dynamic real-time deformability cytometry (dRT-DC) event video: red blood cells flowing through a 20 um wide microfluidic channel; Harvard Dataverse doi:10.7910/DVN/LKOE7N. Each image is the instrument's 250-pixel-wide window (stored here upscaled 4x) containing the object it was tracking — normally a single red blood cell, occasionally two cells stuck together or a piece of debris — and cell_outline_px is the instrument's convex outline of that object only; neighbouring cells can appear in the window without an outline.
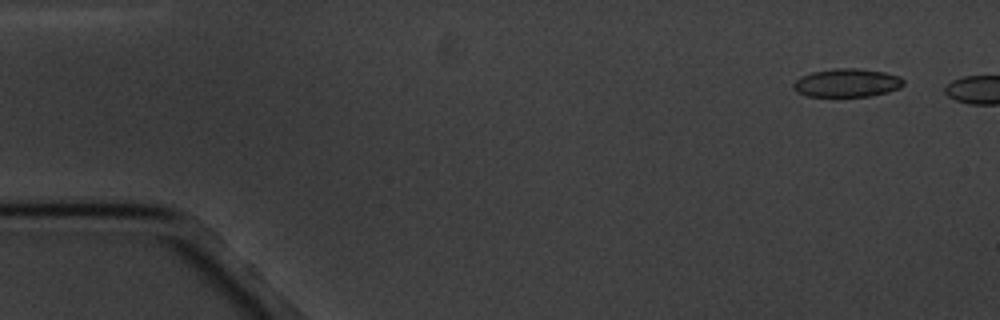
{"species": "common noctule bat (a hibernating species)", "species_latin": "Nyctalus noctula", "temperature_condition": "cold", "stored_images_in_passage": 3, "camera_frame_rate_fps": 3000, "um_per_image_px": 0.085, "animal": {"sex": "male", "body_mass_g": 20.1, "forearm_length_mm": 53.5}, "frame": {"image": 1, "passage_image": 1, "time_ms": 0.0, "image_size_px": [1000, 320], "cell_outline_px": [[904, 84], [900, 88], [888, 92], [872, 96], [808, 96], [796, 92], [792, 88], [792, 84], [800, 76], [812, 72], [836, 68], [856, 68], [884, 72], [900, 76], [904, 80]], "centroid_in_image_um": [71.99, 7.04], "position_along_channel_um": 13.0, "area_um2": 18.32}}